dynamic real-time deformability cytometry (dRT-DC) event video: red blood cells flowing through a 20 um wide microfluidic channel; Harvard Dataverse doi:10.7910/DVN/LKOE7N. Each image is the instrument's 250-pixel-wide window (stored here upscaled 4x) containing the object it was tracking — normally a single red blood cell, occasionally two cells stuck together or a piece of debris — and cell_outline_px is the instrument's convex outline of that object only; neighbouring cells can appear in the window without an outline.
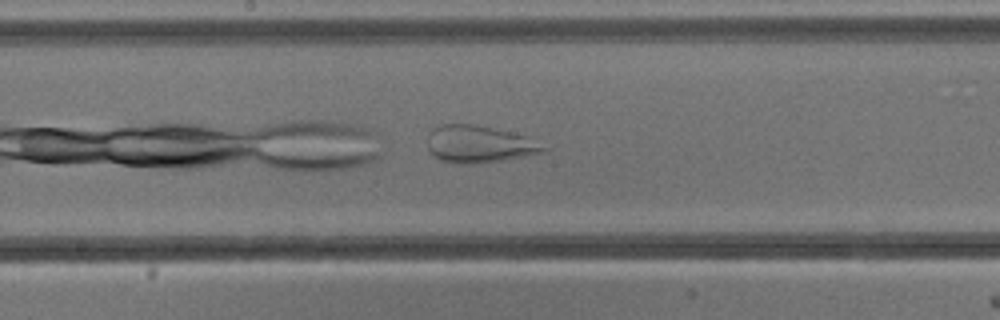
{"species": "common noctule bat (a hibernating species)", "species_latin": "Nyctalus noctula", "temperature_condition": "cold", "stored_images_in_passage": 18, "camera_frame_rate_fps": 3000, "um_per_image_px": 0.085, "animal": {"sex": "male", "body_mass_g": 13.3}, "frame": {"image": 1, "passage_image": 13, "time_ms": 4.0, "image_size_px": [1000, 320], "cell_outline_px": [[548, 152], [500, 160], [464, 164], [460, 164], [440, 160], [428, 148], [428, 132], [432, 128], [440, 124], [472, 124], [492, 128], [528, 136], [548, 148]], "centroid_in_image_um": [40.73, 12.24], "position_along_channel_um": 207.5, "area_um2": 24.97}}